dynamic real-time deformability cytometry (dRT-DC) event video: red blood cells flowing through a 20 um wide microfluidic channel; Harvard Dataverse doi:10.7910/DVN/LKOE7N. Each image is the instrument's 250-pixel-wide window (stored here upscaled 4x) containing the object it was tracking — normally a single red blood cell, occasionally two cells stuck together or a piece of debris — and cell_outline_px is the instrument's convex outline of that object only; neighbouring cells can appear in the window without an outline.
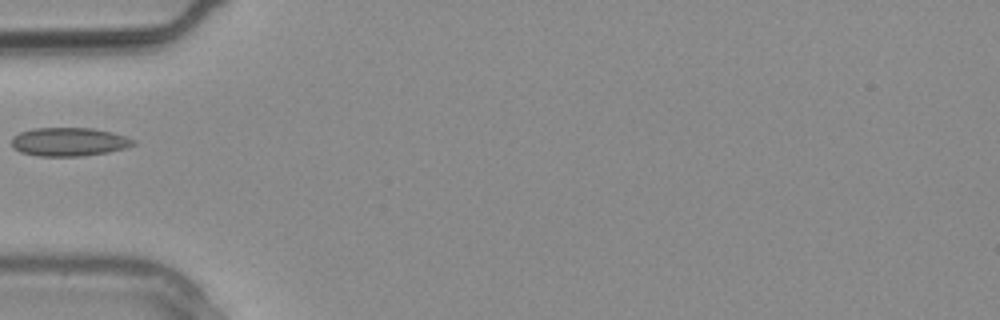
{"species": "common noctule bat (a hibernating species)", "species_latin": "Nyctalus noctula", "temperature_condition": "warm", "stored_images_in_passage": 1, "camera_frame_rate_fps": 3000, "um_per_image_px": 0.085, "animal": {"sex": "male", "body_mass_g": 20.4}, "frame": {"image": 1, "passage_image": 1, "time_ms": 0.0, "image_size_px": [1000, 320], "cell_outline_px": [[136, 144], [124, 148], [108, 152], [80, 156], [40, 156], [20, 152], [12, 148], [12, 136], [20, 132], [36, 128], [92, 128], [112, 132], [136, 140]], "centroid_in_image_um": [5.85, 12.05], "position_along_channel_um": 79.1, "area_um2": 20.23}}